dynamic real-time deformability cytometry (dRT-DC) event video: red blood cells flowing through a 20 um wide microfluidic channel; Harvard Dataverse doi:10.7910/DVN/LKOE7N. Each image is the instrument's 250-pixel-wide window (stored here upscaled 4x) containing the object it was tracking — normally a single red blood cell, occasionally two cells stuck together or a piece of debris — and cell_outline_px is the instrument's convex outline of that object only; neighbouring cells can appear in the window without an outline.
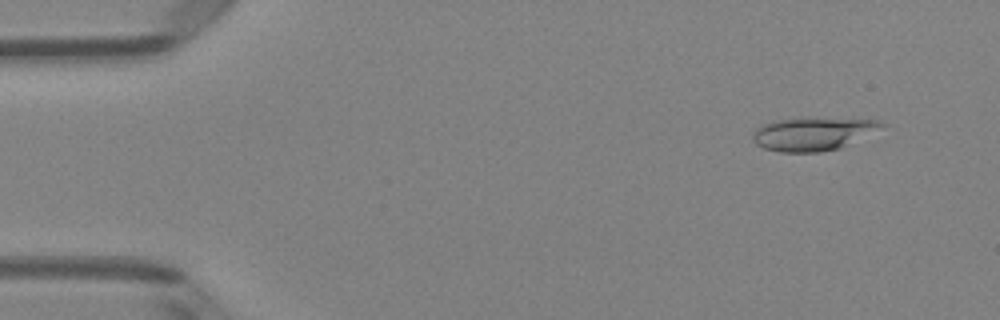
{"species": "Egyptian fruit bat (a non-hibernating species)", "species_latin": "Rousettus aegyptiacus", "temperature_condition": "room temperature", "stored_images_in_passage": 50, "camera_frame_rate_fps": 3000, "um_per_image_px": 0.085, "animal": {"sex": "female"}, "frame": {"image": 1, "passage_image": 4, "time_ms": 1.0, "image_size_px": [1000, 320], "cell_outline_px": [[888, 124], [840, 148], [820, 152], [780, 152], [764, 148], [756, 144], [752, 140], [752, 132], [760, 124], [776, 120], [880, 120]], "centroid_in_image_um": [69.01, 11.41], "position_along_channel_um": 16.0, "area_um2": 23.93}}
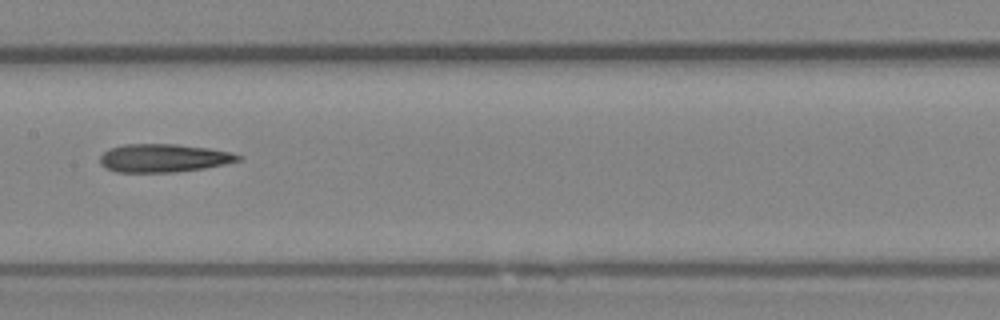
{"frame": {"image": 2, "passage_image": 25, "time_ms": 8.0, "image_size_px": [1000, 320], "cell_outline_px": [[244, 156], [240, 160], [224, 164], [204, 168], [172, 172], [116, 172], [104, 168], [100, 164], [100, 156], [108, 148], [124, 144], [176, 144], [208, 148], [228, 152]], "centroid_in_image_um": [13.86, 13.43], "position_along_channel_um": 193.5, "area_um2": 22.72}}
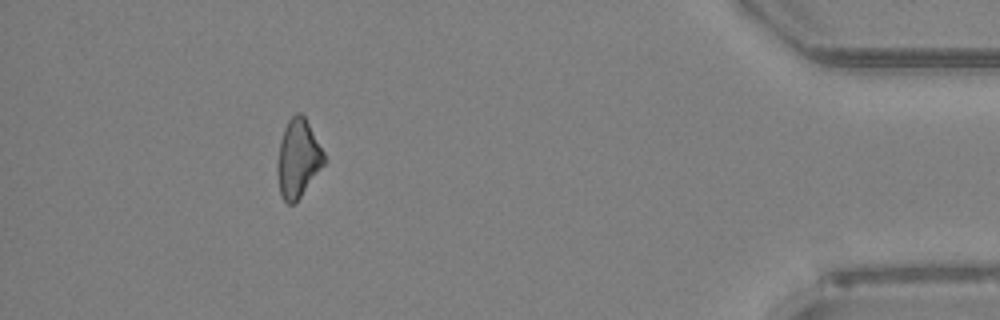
{"frame": {"image": 3, "passage_image": 45, "time_ms": 14.667, "image_size_px": [1000, 320], "cell_outline_px": [[328, 160], [300, 196], [292, 204], [288, 204], [280, 196], [276, 172], [276, 164], [280, 140], [284, 128], [288, 120], [296, 112], [300, 112], [304, 116], [324, 152]], "centroid_in_image_um": [25.32, 13.47], "position_along_channel_um": 409.9, "area_um2": 21.39}, "authors_computed_cell_mechanics": {"area_um2": 22.6865, "velocity_mm_per_s": 4.0543, "shape_relaxation_time_tau1_ms": 10.0354, "shape_relaxation_time_tau2_ms": 3.7768, "deformation_change_tau1": 0.1978, "deformation_change_tau2": 0.1606}}